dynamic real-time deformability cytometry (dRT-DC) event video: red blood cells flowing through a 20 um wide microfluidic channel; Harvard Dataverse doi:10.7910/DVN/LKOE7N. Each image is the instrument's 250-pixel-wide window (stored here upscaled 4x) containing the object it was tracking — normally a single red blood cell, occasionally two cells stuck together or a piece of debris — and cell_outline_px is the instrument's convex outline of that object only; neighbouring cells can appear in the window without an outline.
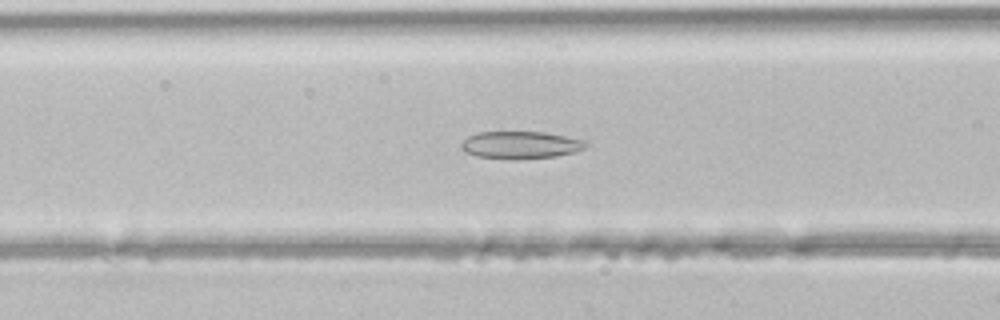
{"species": "common noctule bat (a hibernating species)", "species_latin": "Nyctalus noctula", "temperature_condition": "room temperature", "stored_images_in_passage": 33, "segment_of_instrument_passage": [1, 2], "camera_frame_rate_fps": 3000, "um_per_image_px": 0.085, "animal": {"sex": "male", "body_mass_g": 21.5, "forearm_length_mm": 52.0}, "frame": {"image": 1, "passage_image": 5, "time_ms": 1.333, "image_size_px": [1000, 320], "cell_outline_px": [[588, 144], [584, 148], [576, 152], [556, 156], [476, 156], [464, 152], [460, 148], [460, 144], [468, 136], [476, 132], [544, 132], [584, 140]], "centroid_in_image_um": [44.24, 12.27], "position_along_channel_um": 122.4, "area_um2": 18.9}}
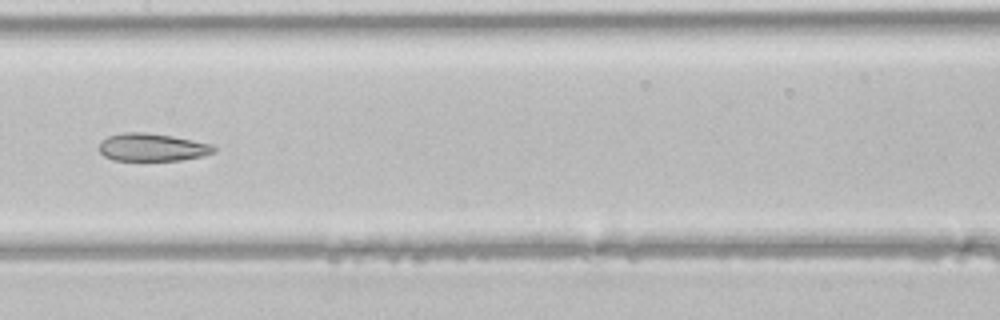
{"frame": {"image": 2, "passage_image": 10, "time_ms": 3.0, "image_size_px": [1000, 320], "cell_outline_px": [[216, 152], [200, 156], [180, 160], [112, 160], [104, 156], [100, 152], [100, 140], [108, 136], [124, 132], [144, 132], [172, 136], [212, 144], [216, 148]], "centroid_in_image_um": [12.92, 12.51], "position_along_channel_um": 194.5, "area_um2": 18.5}}
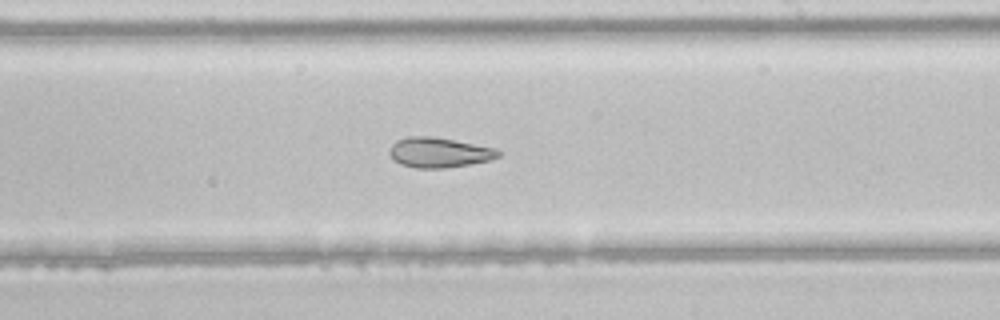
{"frame": {"image": 3, "passage_image": 14, "time_ms": 4.333, "image_size_px": [1000, 320], "cell_outline_px": [[500, 156], [492, 160], [448, 168], [416, 168], [400, 164], [392, 160], [388, 152], [392, 144], [396, 140], [408, 136], [432, 136], [496, 148], [500, 152]], "centroid_in_image_um": [37.3, 12.97], "position_along_channel_um": 251.7, "area_um2": 19.25}}